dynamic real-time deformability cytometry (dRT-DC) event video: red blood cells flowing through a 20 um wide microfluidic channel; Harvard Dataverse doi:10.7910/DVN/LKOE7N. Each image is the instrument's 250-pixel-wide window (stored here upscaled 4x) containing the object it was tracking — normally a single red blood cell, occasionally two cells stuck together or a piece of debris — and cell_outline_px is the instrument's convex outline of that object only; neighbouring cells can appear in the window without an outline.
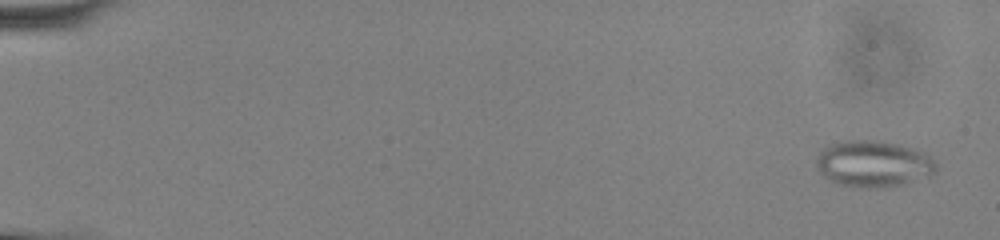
{"species": "common noctule bat (a hibernating species)", "species_latin": "Nyctalus noctula", "temperature_condition": "cold", "stored_images_in_passage": 54, "camera_frame_rate_fps": 3000, "um_per_image_px": 0.085, "animal": {"sex": "male", "body_mass_g": 13.0, "forearm_length_mm": 53.1}, "frame": {"image": 1, "passage_image": 3, "time_ms": 0.667, "image_size_px": [1000, 240], "cell_outline_px": [[936, 172], [928, 176], [904, 184], [888, 188], [860, 188], [836, 184], [824, 176], [816, 168], [816, 160], [820, 152], [828, 144], [844, 140], [884, 140], [900, 144], [924, 152], [936, 164]], "centroid_in_image_um": [74.22, 13.93], "position_along_channel_um": 10.8, "area_um2": 32.89}}
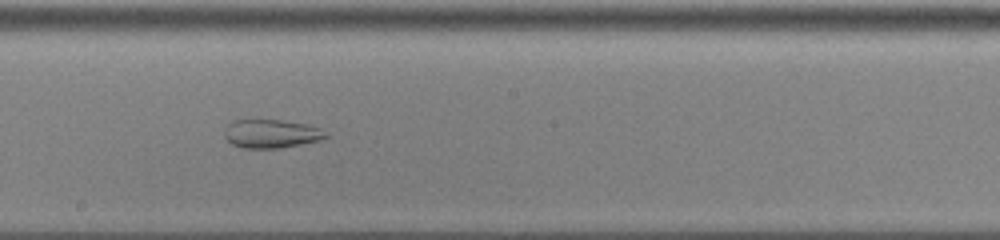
{"frame": {"image": 2, "passage_image": 32, "time_ms": 10.333, "image_size_px": [1000, 240], "cell_outline_px": [[328, 136], [324, 140], [280, 148], [240, 148], [232, 144], [224, 136], [224, 128], [232, 120], [280, 120], [304, 124], [320, 128]], "centroid_in_image_um": [23.04, 11.38], "position_along_channel_um": 225.2, "area_um2": 16.94}}
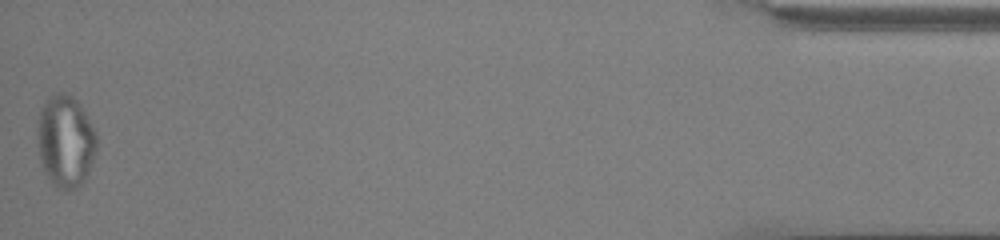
{"frame": {"image": 3, "passage_image": 54, "time_ms": 17.667, "image_size_px": [1000, 240], "cell_outline_px": [[96, 152], [88, 176], [80, 184], [68, 192], [60, 188], [48, 176], [40, 160], [36, 136], [36, 132], [40, 108], [48, 96], [56, 92], [64, 92], [72, 96], [80, 104], [96, 132]], "centroid_in_image_um": [5.56, 11.96], "position_along_channel_um": 429.6, "area_um2": 31.96}, "authors_computed_cell_mechanics": {"area_um2": 29.0445, "velocity_mm_per_s": 3.9242, "shape_relaxation_time_tau1_ms": null, "shape_relaxation_time_tau2_ms": 1.769, "deformation_change_tau1": null, "deformation_change_tau2": 0.0748}}